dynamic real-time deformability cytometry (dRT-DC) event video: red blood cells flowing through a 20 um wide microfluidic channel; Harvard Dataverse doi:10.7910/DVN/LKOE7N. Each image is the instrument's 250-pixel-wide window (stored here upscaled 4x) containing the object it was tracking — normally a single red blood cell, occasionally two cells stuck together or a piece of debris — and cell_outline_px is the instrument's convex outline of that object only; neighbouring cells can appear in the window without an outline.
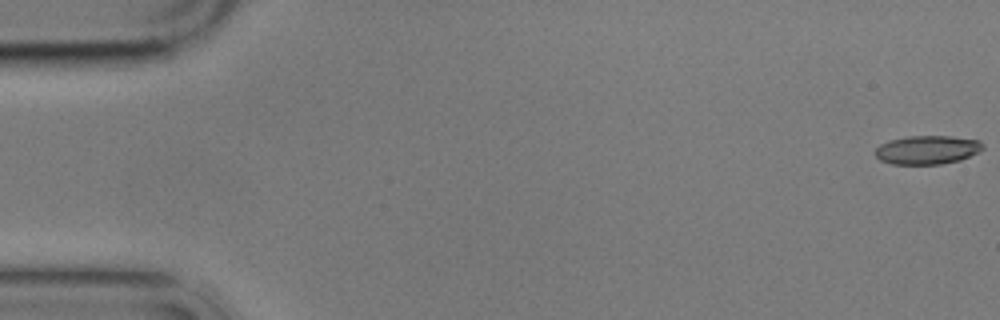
{"species": "common noctule bat (a hibernating species)", "species_latin": "Nyctalus noctula", "temperature_condition": "cold", "stored_images_in_passage": 5, "segment_of_instrument_passage": [2, 2], "camera_frame_rate_fps": 3000, "um_per_image_px": 0.085, "animal": {"sex": "male", "body_mass_g": 17.9}, "frame": {"image": 1, "passage_image": 5, "time_ms": 4.667, "image_size_px": [1000, 320], "cell_outline_px": [[984, 148], [960, 160], [940, 164], [892, 164], [880, 160], [876, 156], [876, 148], [880, 144], [888, 140], [908, 136], [952, 136], [980, 140], [984, 144]], "centroid_in_image_um": [78.81, 12.73], "position_along_channel_um": 6.2, "area_um2": 17.98}}